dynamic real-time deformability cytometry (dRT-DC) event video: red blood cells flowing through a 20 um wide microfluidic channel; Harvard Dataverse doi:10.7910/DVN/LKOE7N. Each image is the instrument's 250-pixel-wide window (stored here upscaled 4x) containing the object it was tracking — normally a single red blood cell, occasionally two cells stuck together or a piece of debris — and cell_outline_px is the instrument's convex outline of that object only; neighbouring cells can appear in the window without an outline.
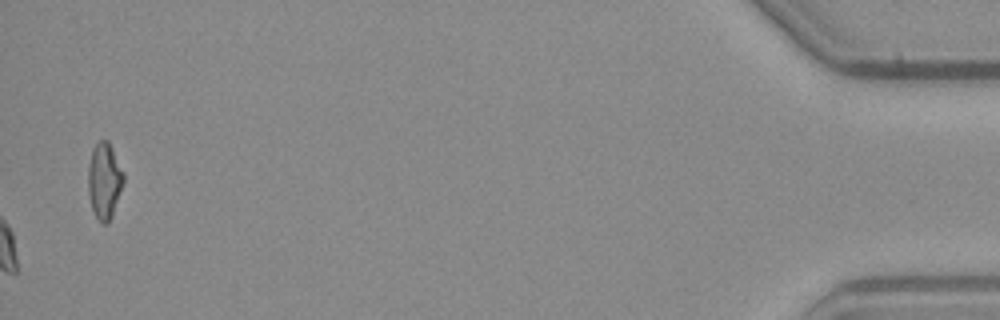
{"species": "common noctule bat (a hibernating species)", "species_latin": "Nyctalus noctula", "temperature_condition": "warm", "stored_images_in_passage": 39, "camera_frame_rate_fps": 3000, "um_per_image_px": 0.085, "animal": {"sex": "male", "body_mass_g": 23.1, "forearm_length_mm": 52.7}, "frame": {"image": 1, "passage_image": 39, "time_ms": 12.667, "image_size_px": [1000, 320], "cell_outline_px": [[124, 180], [112, 216], [108, 224], [104, 224], [96, 216], [92, 208], [88, 196], [88, 164], [92, 148], [100, 140], [108, 140], [124, 172]], "centroid_in_image_um": [8.86, 15.34], "position_along_channel_um": 426.3, "area_um2": 15.72}, "authors_computed_cell_mechanics": {"area_um2": 18.7272, "velocity_mm_per_s": 3.9245, "shape_relaxation_time_tau1_ms": 7.1385, "shape_relaxation_time_tau2_ms": 4.0517, "deformation_change_tau1": 0.1262, "deformation_change_tau2": 0.0838}}